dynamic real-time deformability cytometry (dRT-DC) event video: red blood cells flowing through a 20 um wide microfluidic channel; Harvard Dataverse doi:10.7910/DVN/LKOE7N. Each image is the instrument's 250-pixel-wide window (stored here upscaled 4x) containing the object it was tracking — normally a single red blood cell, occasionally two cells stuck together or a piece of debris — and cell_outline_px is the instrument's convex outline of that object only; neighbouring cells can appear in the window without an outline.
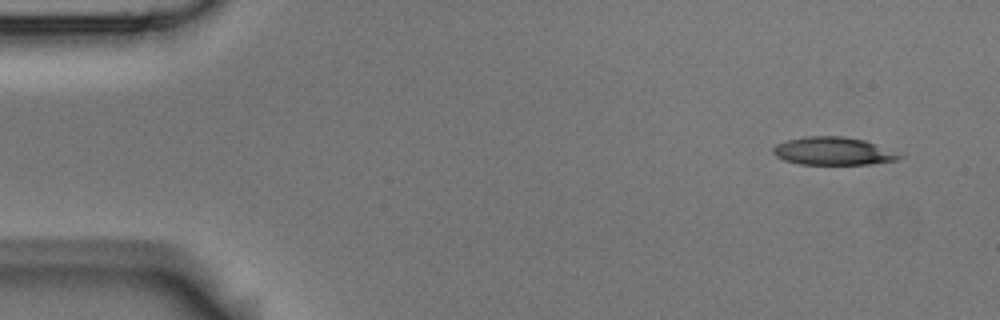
{"species": "Egyptian fruit bat (a non-hibernating species)", "species_latin": "Rousettus aegyptiacus", "temperature_condition": "room temperature", "stored_images_in_passage": 3, "camera_frame_rate_fps": 3000, "um_per_image_px": 0.085, "animal": {"sex": "male"}, "frame": {"image": 1, "passage_image": 1, "time_ms": 0.0, "image_size_px": [1000, 320], "cell_outline_px": [[904, 156], [896, 160], [868, 164], [800, 164], [784, 160], [776, 156], [772, 152], [772, 148], [776, 144], [788, 140], [804, 136], [844, 136], [864, 140]], "centroid_in_image_um": [70.75, 12.84], "position_along_channel_um": 14.2, "area_um2": 20.29}}